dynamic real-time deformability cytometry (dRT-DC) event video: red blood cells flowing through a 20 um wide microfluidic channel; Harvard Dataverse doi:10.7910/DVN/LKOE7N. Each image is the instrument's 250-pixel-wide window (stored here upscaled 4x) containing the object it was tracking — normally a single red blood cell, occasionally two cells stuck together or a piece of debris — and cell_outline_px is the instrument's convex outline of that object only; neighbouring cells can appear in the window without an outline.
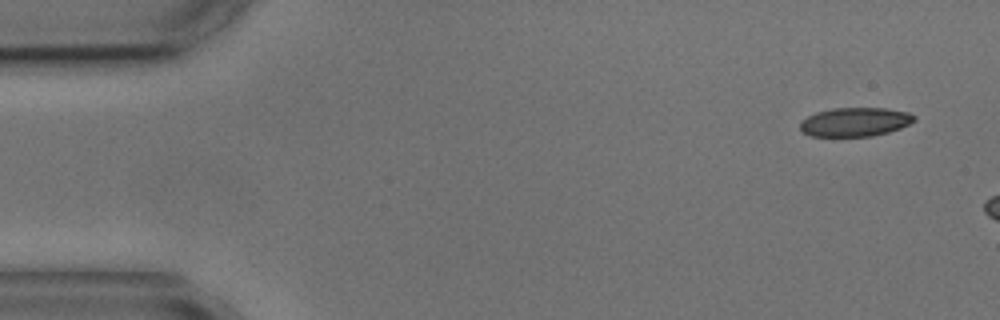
{"species": "common noctule bat (a hibernating species)", "species_latin": "Nyctalus noctula", "temperature_condition": "cold", "stored_images_in_passage": 2, "camera_frame_rate_fps": 3000, "um_per_image_px": 0.085, "animal": {"sex": "male", "body_mass_g": 17.9, "forearm_length_mm": 54.2}, "frame": {"image": 1, "passage_image": 1, "time_ms": 0.0, "image_size_px": [1000, 320], "cell_outline_px": [[916, 120], [900, 128], [888, 132], [872, 136], [812, 136], [804, 132], [800, 128], [800, 120], [816, 112], [832, 108], [884, 108], [908, 112], [916, 116]], "centroid_in_image_um": [72.68, 10.36], "position_along_channel_um": 12.3, "area_um2": 19.19}}